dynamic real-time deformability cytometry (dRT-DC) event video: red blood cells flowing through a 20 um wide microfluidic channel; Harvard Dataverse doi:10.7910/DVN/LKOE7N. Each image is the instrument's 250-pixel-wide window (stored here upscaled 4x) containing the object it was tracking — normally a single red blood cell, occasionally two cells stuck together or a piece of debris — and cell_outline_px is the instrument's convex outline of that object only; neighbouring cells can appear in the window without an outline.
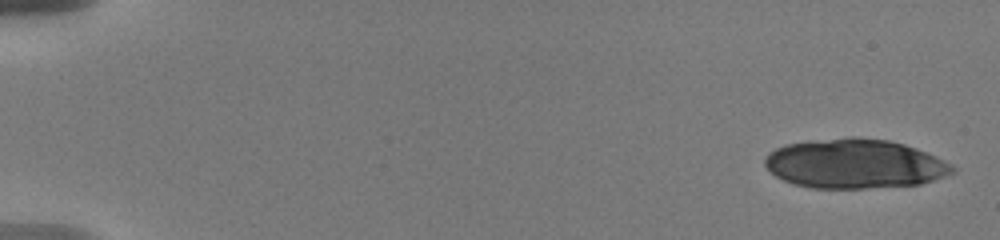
{"species": "human", "species_latin": "Homo sapiens", "temperature_condition": "warm", "stored_images_in_passage": 9, "camera_frame_rate_fps": 3000, "um_per_image_px": 0.085, "donor": {"sex": "male"}, "frame": {"image": 1, "passage_image": 1, "time_ms": 0.0, "image_size_px": [1000, 240], "cell_outline_px": [[956, 172], [920, 184], [864, 188], [812, 188], [792, 184], [776, 176], [764, 164], [764, 160], [768, 152], [784, 144], [848, 136], [856, 136], [888, 140], [904, 144], [916, 148], [956, 168]], "centroid_in_image_um": [72.59, 13.91], "position_along_channel_um": 12.4, "area_um2": 53.75}}
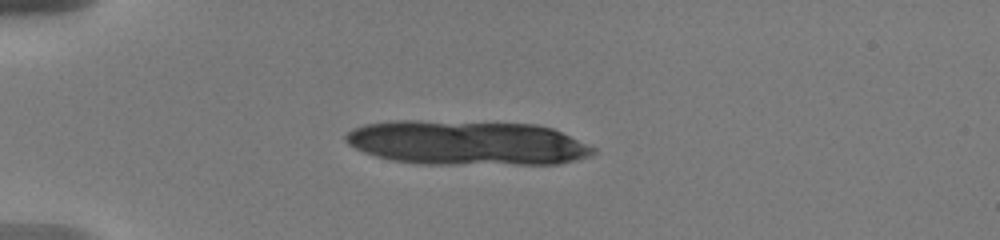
{"frame": {"image": 2, "passage_image": 6, "time_ms": 4.333, "image_size_px": [1000, 240], "cell_outline_px": [[596, 152], [592, 156], [560, 164], [420, 164], [392, 160], [376, 156], [364, 152], [348, 144], [344, 140], [344, 136], [352, 128], [364, 124], [396, 120], [420, 120], [536, 124], [552, 128], [596, 148]], "centroid_in_image_um": [39.69, 12.14], "position_along_channel_um": 45.3, "area_um2": 64.68}}
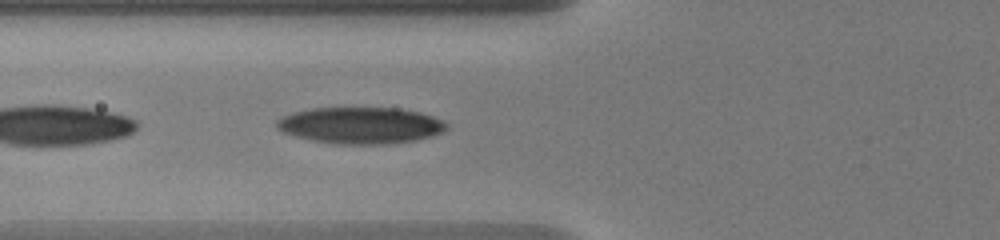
{"frame": {"image": 3, "passage_image": 9, "time_ms": 7.0, "image_size_px": [1000, 240], "cell_outline_px": [[448, 128], [444, 132], [432, 136], [416, 140], [388, 144], [336, 144], [312, 140], [296, 136], [284, 132], [276, 128], [276, 120], [280, 116], [292, 112], [312, 108], [400, 108], [420, 112], [444, 120], [448, 124]], "centroid_in_image_um": [30.67, 10.65], "position_along_channel_um": 95.1, "area_um2": 36.47}}